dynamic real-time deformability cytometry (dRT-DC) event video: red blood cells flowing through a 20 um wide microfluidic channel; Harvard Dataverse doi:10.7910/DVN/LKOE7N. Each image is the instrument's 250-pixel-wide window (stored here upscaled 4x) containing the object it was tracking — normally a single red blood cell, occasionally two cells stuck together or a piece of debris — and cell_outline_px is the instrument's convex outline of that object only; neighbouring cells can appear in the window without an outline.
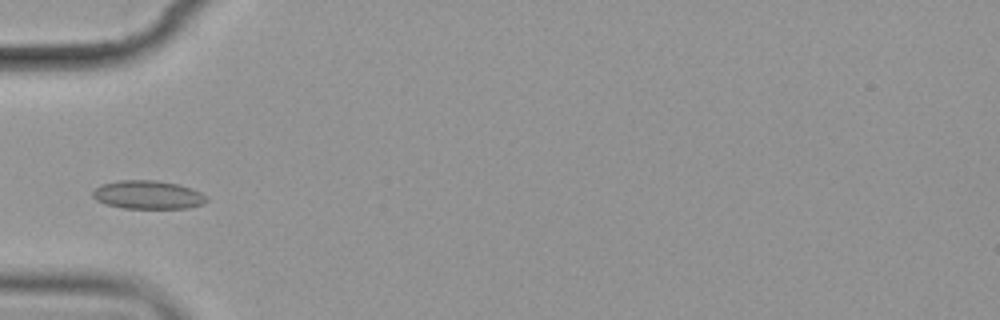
{"species": "common noctule bat (a hibernating species)", "species_latin": "Nyctalus noctula", "temperature_condition": "cold", "stored_images_in_passage": 5, "camera_frame_rate_fps": 3000, "um_per_image_px": 0.085, "animal": {"sex": "female", "body_mass_g": 19.9}, "frame": {"image": 1, "passage_image": 4, "time_ms": 3.667, "image_size_px": [1000, 320], "cell_outline_px": [[208, 200], [204, 204], [188, 208], [124, 208], [104, 204], [96, 200], [92, 196], [92, 192], [100, 184], [120, 180], [156, 180], [176, 184], [192, 188], [208, 196]], "centroid_in_image_um": [12.58, 16.56], "position_along_channel_um": 72.4, "area_um2": 19.02}}
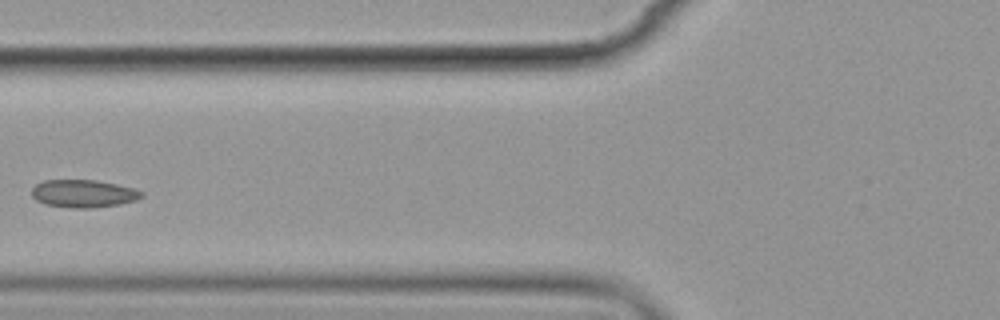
{"frame": {"image": 2, "passage_image": 5, "time_ms": 5.0, "image_size_px": [1000, 320], "cell_outline_px": [[144, 196], [136, 200], [120, 204], [92, 208], [72, 208], [44, 204], [36, 200], [32, 196], [32, 188], [36, 184], [44, 180], [96, 180], [116, 184], [132, 188], [144, 192]], "centroid_in_image_um": [7.09, 16.46], "position_along_channel_um": 118.7, "area_um2": 17.8}}